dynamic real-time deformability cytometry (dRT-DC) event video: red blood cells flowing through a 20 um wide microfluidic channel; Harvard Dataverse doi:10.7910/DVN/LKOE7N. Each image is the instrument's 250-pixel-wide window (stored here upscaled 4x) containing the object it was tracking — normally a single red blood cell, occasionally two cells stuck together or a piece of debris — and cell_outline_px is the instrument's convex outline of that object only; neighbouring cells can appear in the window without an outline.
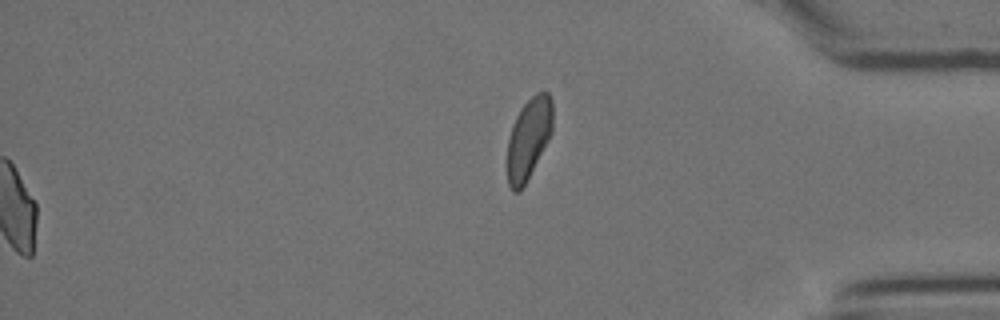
{"species": "Egyptian fruit bat (a non-hibernating species)", "species_latin": "Rousettus aegyptiacus", "temperature_condition": "cold", "stored_images_in_passage": 52, "segment_of_instrument_passage": [2, 2], "camera_frame_rate_fps": 3000, "um_per_image_px": 0.085, "animal": {"sex": "female"}, "frame": {"image": 1, "passage_image": 52, "time_ms": 17.0, "image_size_px": [1000, 320], "cell_outline_px": [[552, 132], [548, 140], [520, 192], [512, 192], [508, 184], [508, 136], [512, 124], [520, 108], [536, 92], [548, 92], [552, 100]], "centroid_in_image_um": [44.92, 11.75], "position_along_channel_um": 390.3, "area_um2": 21.27}}